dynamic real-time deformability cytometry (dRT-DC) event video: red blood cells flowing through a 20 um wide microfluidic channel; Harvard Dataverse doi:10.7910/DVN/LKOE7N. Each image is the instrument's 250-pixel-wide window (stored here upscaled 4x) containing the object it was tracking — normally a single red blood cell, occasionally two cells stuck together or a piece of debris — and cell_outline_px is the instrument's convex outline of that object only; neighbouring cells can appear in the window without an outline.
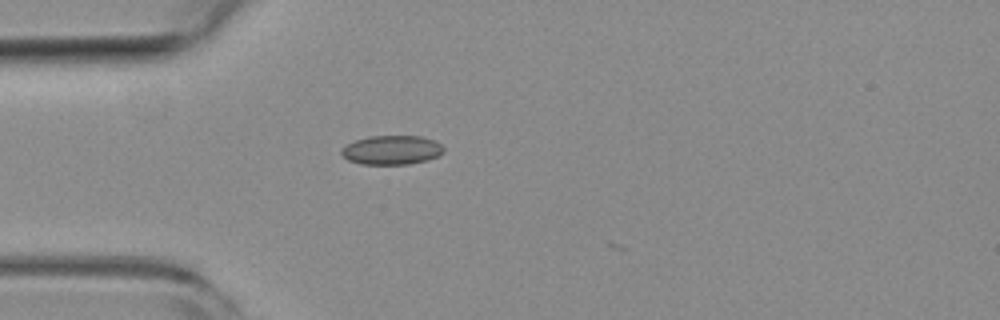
{"species": "common noctule bat (a hibernating species)", "species_latin": "Nyctalus noctula", "temperature_condition": "room temperature", "stored_images_in_passage": 3, "camera_frame_rate_fps": 3000, "um_per_image_px": 0.085, "animal": {"sex": "female", "body_mass_g": 19.3, "forearm_length_mm": 54.1}, "frame": {"image": 1, "passage_image": 2, "time_ms": 0.333, "image_size_px": [1000, 320], "cell_outline_px": [[444, 152], [428, 160], [408, 164], [360, 164], [348, 160], [340, 152], [340, 148], [356, 140], [368, 136], [420, 136], [436, 140], [444, 148]], "centroid_in_image_um": [33.3, 12.75], "position_along_channel_um": 51.7, "area_um2": 17.4}}